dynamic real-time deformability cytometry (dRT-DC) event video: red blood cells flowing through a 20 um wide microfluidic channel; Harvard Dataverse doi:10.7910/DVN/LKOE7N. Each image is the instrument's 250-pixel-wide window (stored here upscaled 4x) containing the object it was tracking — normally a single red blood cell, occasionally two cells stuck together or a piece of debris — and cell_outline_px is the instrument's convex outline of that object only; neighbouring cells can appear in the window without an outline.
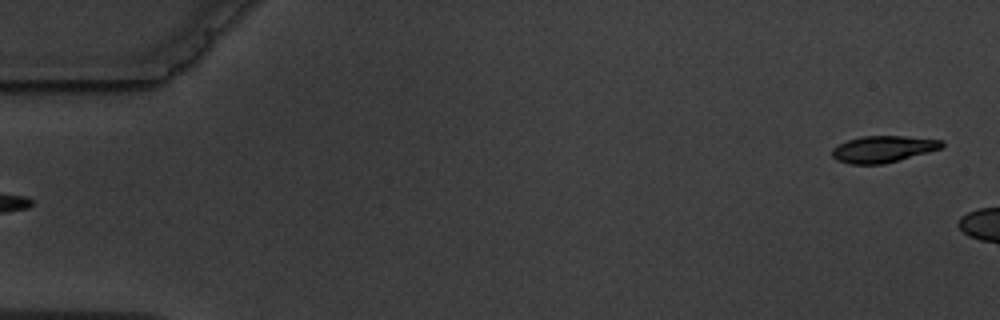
{"species": "common noctule bat (a hibernating species)", "species_latin": "Nyctalus noctula", "temperature_condition": "warm", "stored_images_in_passage": 5, "segment_of_instrument_passage": [2, 2], "camera_frame_rate_fps": 3000, "um_per_image_px": 0.085, "animal": {"sex": "male", "body_mass_g": 19.5, "forearm_length_mm": 54.6}, "frame": {"image": 1, "passage_image": 5, "time_ms": 5.0, "image_size_px": [1000, 320], "cell_outline_px": [[944, 148], [884, 164], [848, 164], [836, 160], [832, 156], [832, 148], [848, 140], [860, 136], [904, 136], [944, 140]], "centroid_in_image_um": [75.08, 12.67], "position_along_channel_um": 9.9, "area_um2": 17.17}}